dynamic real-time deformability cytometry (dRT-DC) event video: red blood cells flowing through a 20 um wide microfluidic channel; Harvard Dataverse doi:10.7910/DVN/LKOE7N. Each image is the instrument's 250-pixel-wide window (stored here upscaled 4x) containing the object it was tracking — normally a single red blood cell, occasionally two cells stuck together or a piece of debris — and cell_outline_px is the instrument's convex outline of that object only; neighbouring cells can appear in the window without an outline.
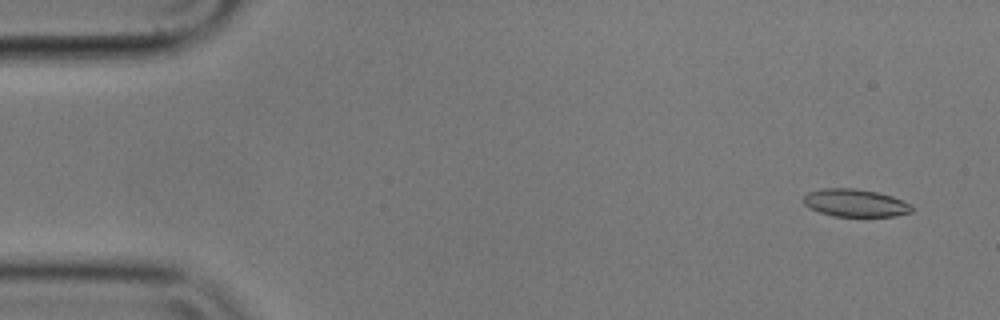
{"species": "common noctule bat (a hibernating species)", "species_latin": "Nyctalus noctula", "temperature_condition": "cold", "stored_images_in_passage": 9, "camera_frame_rate_fps": 3000, "um_per_image_px": 0.085, "animal": {"sex": "male", "body_mass_g": 17.9}, "frame": {"image": 1, "passage_image": 2, "time_ms": 0.333, "image_size_px": [1000, 320], "cell_outline_px": [[912, 212], [896, 216], [832, 216], [808, 208], [804, 204], [804, 196], [808, 192], [824, 188], [856, 188], [876, 192], [892, 196], [912, 204]], "centroid_in_image_um": [72.7, 17.25], "position_along_channel_um": 12.3, "area_um2": 17.51}}
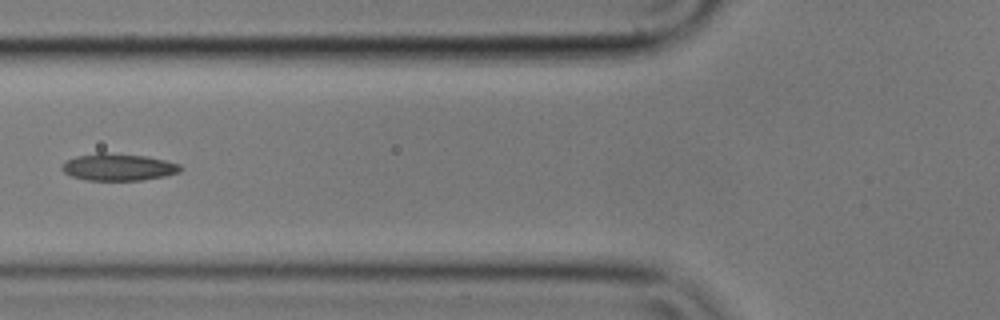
{"frame": {"image": 2, "passage_image": 7, "time_ms": 2.0, "image_size_px": [1000, 320], "cell_outline_px": [[184, 168], [180, 172], [164, 176], [140, 180], [88, 180], [72, 176], [64, 172], [60, 168], [68, 160], [76, 156], [100, 152], [104, 152], [148, 156], [180, 164]], "centroid_in_image_um": [10.09, 14.19], "position_along_channel_um": 115.7, "area_um2": 18.61}}
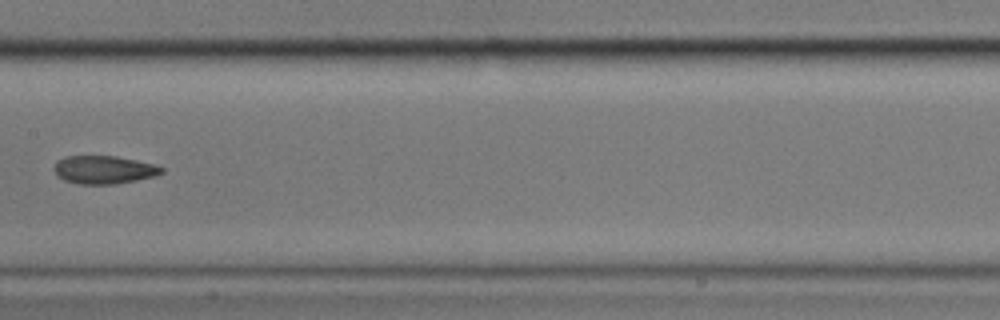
{"frame": {"image": 3, "passage_image": 9, "time_ms": 2.667, "image_size_px": [1000, 320], "cell_outline_px": [[164, 172], [156, 176], [116, 184], [76, 184], [64, 180], [52, 168], [56, 160], [64, 156], [116, 156], [156, 164], [164, 168]], "centroid_in_image_um": [8.84, 14.42], "position_along_channel_um": 198.6, "area_um2": 17.8}}